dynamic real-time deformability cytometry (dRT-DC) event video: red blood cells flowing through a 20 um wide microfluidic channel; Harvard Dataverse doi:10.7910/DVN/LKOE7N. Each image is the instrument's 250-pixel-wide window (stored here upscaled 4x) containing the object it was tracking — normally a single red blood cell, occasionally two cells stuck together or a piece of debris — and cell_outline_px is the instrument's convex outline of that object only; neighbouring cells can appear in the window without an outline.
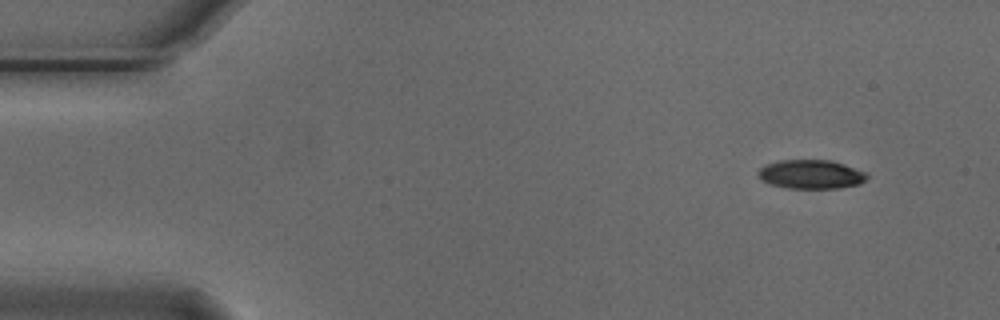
{"species": "Egyptian fruit bat (a non-hibernating species)", "species_latin": "Rousettus aegyptiacus", "temperature_condition": "cold", "stored_images_in_passage": 4, "camera_frame_rate_fps": 3000, "um_per_image_px": 0.085, "animal": {"sex": "male"}, "frame": {"image": 1, "passage_image": 1, "time_ms": 0.0, "image_size_px": [1000, 320], "cell_outline_px": [[868, 176], [860, 184], [840, 188], [788, 188], [772, 184], [760, 180], [756, 172], [760, 168], [768, 164], [780, 160], [832, 160], [868, 172]], "centroid_in_image_um": [68.95, 14.81], "position_along_channel_um": 16.0, "area_um2": 18.44}}
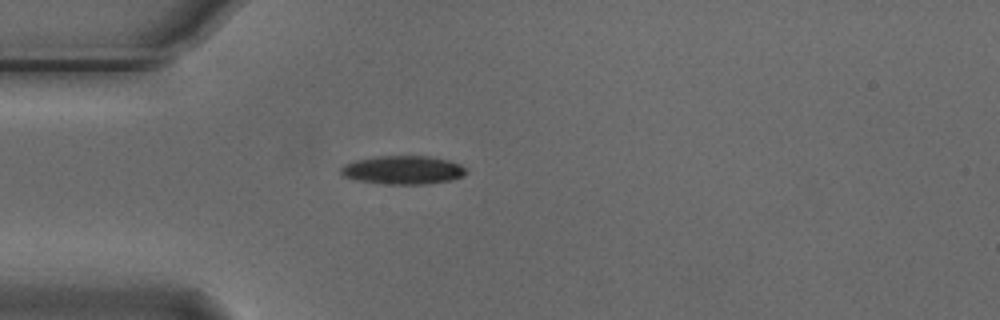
{"frame": {"image": 2, "passage_image": 4, "time_ms": 1.0, "image_size_px": [1000, 320], "cell_outline_px": [[468, 172], [464, 176], [452, 180], [428, 184], [384, 184], [360, 180], [344, 176], [340, 172], [340, 168], [344, 164], [356, 160], [376, 156], [428, 156], [448, 160], [460, 164]], "centroid_in_image_um": [34.28, 14.45], "position_along_channel_um": 50.7, "area_um2": 20.81}}